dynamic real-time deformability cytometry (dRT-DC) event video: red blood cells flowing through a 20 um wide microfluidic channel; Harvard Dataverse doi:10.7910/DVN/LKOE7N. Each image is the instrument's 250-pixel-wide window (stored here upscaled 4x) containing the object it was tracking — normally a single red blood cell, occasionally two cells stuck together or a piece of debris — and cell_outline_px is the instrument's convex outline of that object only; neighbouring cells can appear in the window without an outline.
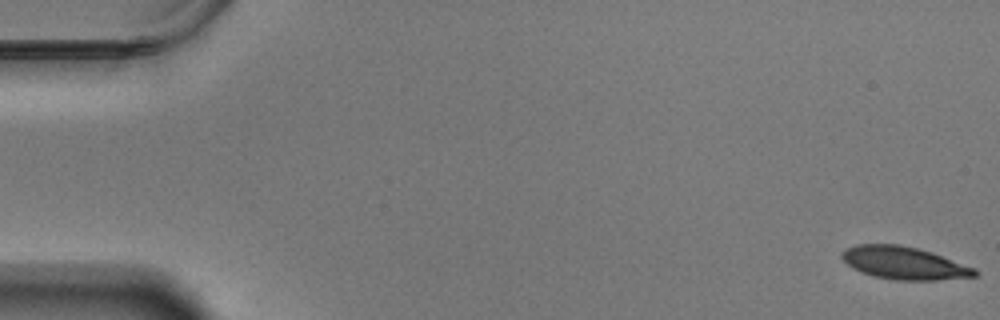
{"species": "Egyptian fruit bat (a non-hibernating species)", "species_latin": "Rousettus aegyptiacus", "temperature_condition": "warm", "stored_images_in_passage": 58, "camera_frame_rate_fps": 3000, "um_per_image_px": 0.085, "animal": {"sex": "male"}, "frame": {"image": 1, "passage_image": 1, "time_ms": 0.0, "image_size_px": [1000, 320], "cell_outline_px": [[980, 272], [976, 276], [936, 280], [896, 280], [872, 276], [860, 272], [852, 268], [840, 256], [840, 252], [844, 248], [856, 244], [900, 244], [932, 252], [976, 268]], "centroid_in_image_um": [76.82, 22.35], "position_along_channel_um": 8.2, "area_um2": 25.55}}
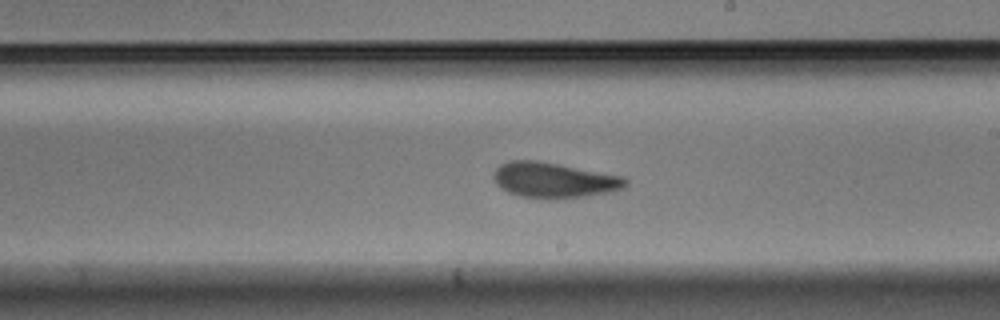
{"frame": {"image": 2, "passage_image": 34, "time_ms": 11.0, "image_size_px": [1000, 320], "cell_outline_px": [[628, 184], [624, 188], [612, 192], [584, 196], [552, 200], [520, 196], [508, 192], [500, 188], [496, 184], [492, 176], [496, 168], [500, 164], [512, 160], [540, 160], [624, 176], [628, 180]], "centroid_in_image_um": [47.1, 15.31], "position_along_channel_um": 241.9, "area_um2": 27.74}}
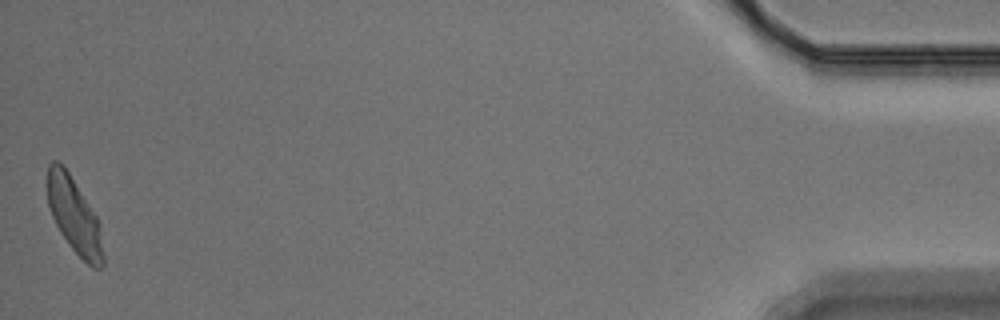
{"frame": {"image": 3, "passage_image": 58, "time_ms": 19.0, "image_size_px": [1000, 320], "cell_outline_px": [[104, 264], [100, 268], [92, 268], [72, 248], [60, 232], [52, 216], [48, 204], [44, 184], [48, 164], [52, 160], [56, 160], [64, 164], [96, 216], [100, 224], [104, 256]], "centroid_in_image_um": [6.27, 18.25], "position_along_channel_um": 428.9, "area_um2": 24.97}, "authors_computed_cell_mechanics": {"area_um2": 26.1256, "velocity_mm_per_s": 3.4718, "shape_relaxation_time_tau1_ms": 3.7976, "shape_relaxation_time_tau2_ms": 2.0369, "deformation_change_tau1": 0.1503, "deformation_change_tau2": 0.0885}}